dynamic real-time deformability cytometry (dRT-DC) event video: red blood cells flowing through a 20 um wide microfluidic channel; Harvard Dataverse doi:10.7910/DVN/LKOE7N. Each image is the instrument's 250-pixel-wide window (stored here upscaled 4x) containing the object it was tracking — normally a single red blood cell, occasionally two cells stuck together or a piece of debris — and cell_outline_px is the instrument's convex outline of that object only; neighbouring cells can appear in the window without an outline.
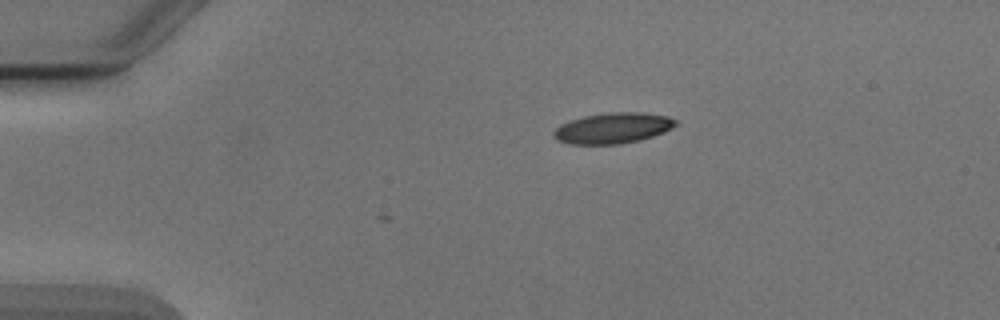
{"species": "Egyptian fruit bat (a non-hibernating species)", "species_latin": "Rousettus aegyptiacus", "temperature_condition": "cold", "stored_images_in_passage": 3, "camera_frame_rate_fps": 3000, "um_per_image_px": 0.085, "animal": {"sex": "male"}, "frame": {"image": 1, "passage_image": 1, "time_ms": 0.0, "image_size_px": [1000, 320], "cell_outline_px": [[680, 124], [664, 132], [652, 136], [620, 144], [568, 144], [556, 140], [552, 136], [552, 132], [560, 124], [584, 116], [604, 112], [640, 112], [668, 116], [676, 120]], "centroid_in_image_um": [52.08, 10.88], "position_along_channel_um": 32.9, "area_um2": 21.96}}
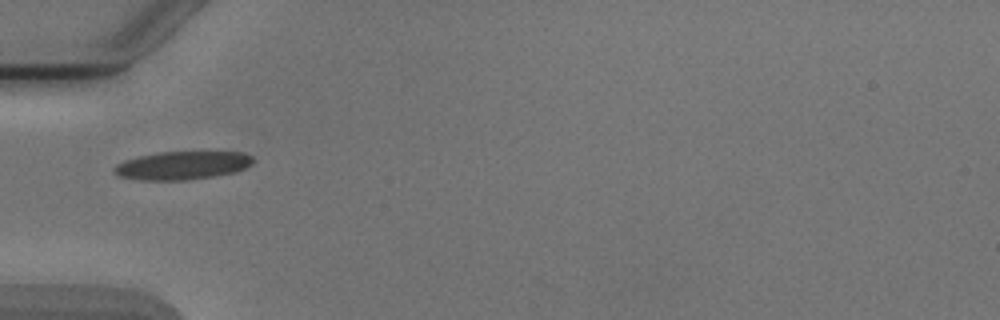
{"frame": {"image": 2, "passage_image": 3, "time_ms": 2.333, "image_size_px": [1000, 320], "cell_outline_px": [[252, 164], [244, 168], [232, 172], [212, 176], [184, 180], [140, 180], [116, 176], [112, 168], [116, 164], [124, 160], [136, 156], [160, 152], [244, 152], [252, 156]], "centroid_in_image_um": [15.42, 14.05], "position_along_channel_um": 69.6, "area_um2": 22.83}}